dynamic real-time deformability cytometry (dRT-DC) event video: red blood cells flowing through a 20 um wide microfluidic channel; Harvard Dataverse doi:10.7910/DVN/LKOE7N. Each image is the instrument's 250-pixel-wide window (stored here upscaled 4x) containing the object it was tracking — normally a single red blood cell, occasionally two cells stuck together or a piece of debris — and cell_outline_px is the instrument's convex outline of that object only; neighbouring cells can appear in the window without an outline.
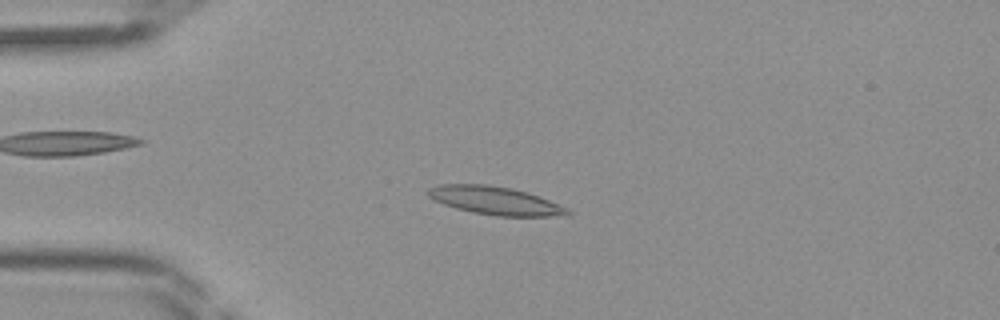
{"species": "Egyptian fruit bat (a non-hibernating species)", "species_latin": "Rousettus aegyptiacus", "temperature_condition": "room temperature", "stored_images_in_passage": 39, "camera_frame_rate_fps": 3000, "um_per_image_px": 0.085, "frame": {"image": 1, "passage_image": 6, "time_ms": 1.667, "image_size_px": [1000, 320], "cell_outline_px": [[572, 212], [568, 216], [496, 216], [472, 212], [456, 208], [444, 204], [428, 196], [428, 188], [436, 184], [488, 184], [512, 188], [528, 192], [568, 208]], "centroid_in_image_um": [42.11, 17.05], "position_along_channel_um": 42.9, "area_um2": 22.95}}
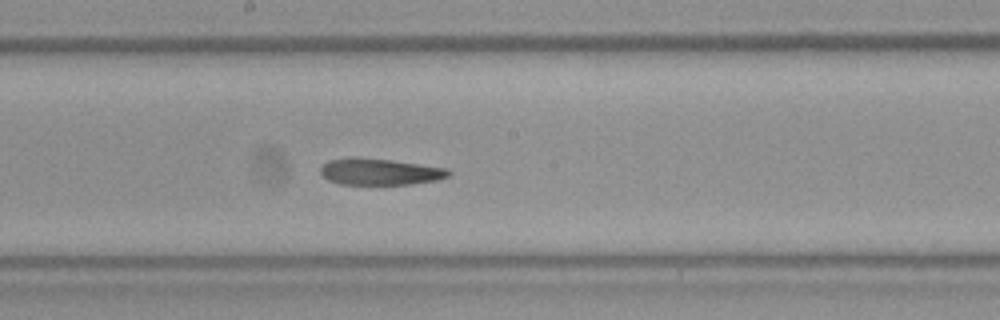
{"frame": {"image": 2, "passage_image": 19, "time_ms": 6.0, "image_size_px": [1000, 320], "cell_outline_px": [[452, 172], [448, 176], [436, 180], [412, 184], [340, 184], [328, 180], [320, 172], [320, 168], [328, 160], [352, 156], [356, 156], [392, 160], [448, 168]], "centroid_in_image_um": [32.27, 14.58], "position_along_channel_um": 215.9, "area_um2": 19.94}}
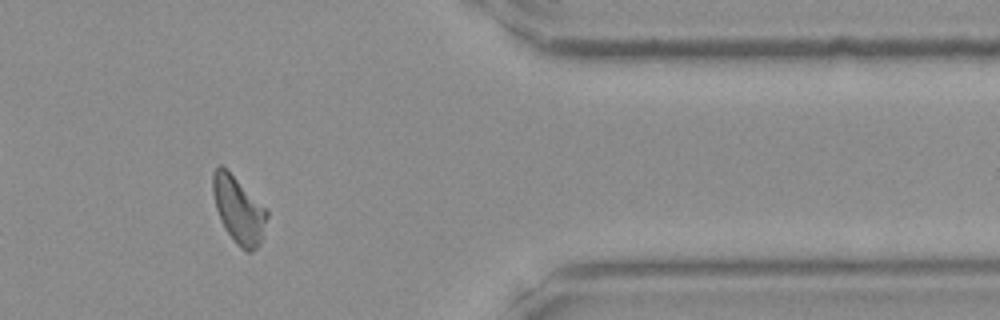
{"frame": {"image": 3, "passage_image": 32, "time_ms": 10.333, "image_size_px": [1000, 320], "cell_outline_px": [[268, 216], [260, 244], [252, 252], [248, 252], [236, 244], [220, 220], [216, 208], [212, 192], [212, 176], [216, 168], [220, 164], [268, 208]], "centroid_in_image_um": [20.3, 17.85], "position_along_channel_um": 391.1, "area_um2": 20.92}}